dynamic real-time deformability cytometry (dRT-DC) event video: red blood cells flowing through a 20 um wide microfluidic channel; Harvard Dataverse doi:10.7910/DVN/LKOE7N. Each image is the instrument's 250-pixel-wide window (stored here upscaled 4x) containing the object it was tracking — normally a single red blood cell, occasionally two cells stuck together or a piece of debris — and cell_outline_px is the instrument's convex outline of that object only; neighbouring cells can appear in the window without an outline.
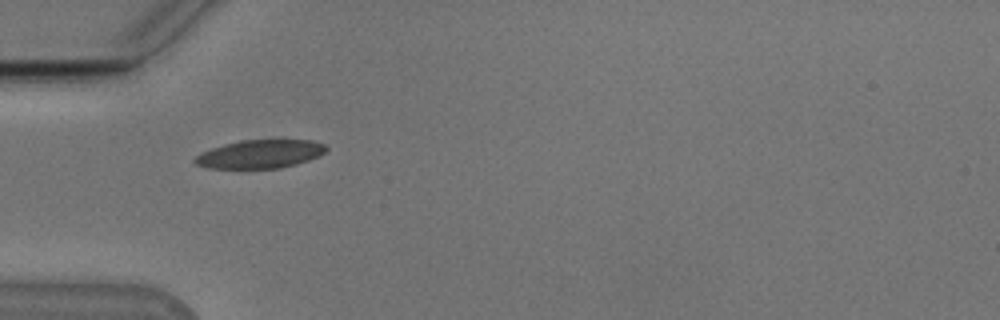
{"species": "Egyptian fruit bat (a non-hibernating species)", "species_latin": "Rousettus aegyptiacus", "temperature_condition": "cold", "stored_images_in_passage": 38, "camera_frame_rate_fps": 3000, "um_per_image_px": 0.085, "animal": {"sex": "male"}, "frame": {"image": 1, "passage_image": 1, "time_ms": 0.0, "image_size_px": [1000, 320], "cell_outline_px": [[328, 148], [320, 156], [296, 164], [280, 168], [208, 168], [196, 164], [192, 160], [200, 152], [224, 144], [240, 140], [312, 140], [324, 144]], "centroid_in_image_um": [22.1, 13.09], "position_along_channel_um": 62.9, "area_um2": 21.73}}
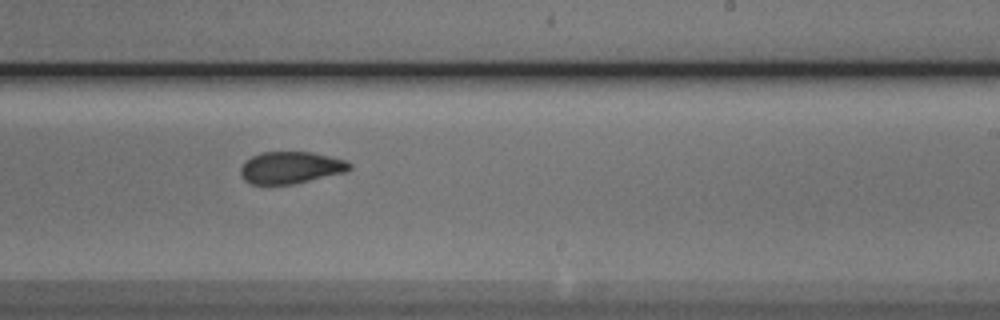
{"frame": {"image": 2, "passage_image": 17, "time_ms": 5.333, "image_size_px": [1000, 320], "cell_outline_px": [[352, 168], [348, 172], [292, 184], [252, 184], [244, 180], [240, 172], [240, 168], [244, 160], [252, 156], [264, 152], [312, 152], [344, 160], [352, 164]], "centroid_in_image_um": [24.71, 14.25], "position_along_channel_um": 264.3, "area_um2": 20.35}}
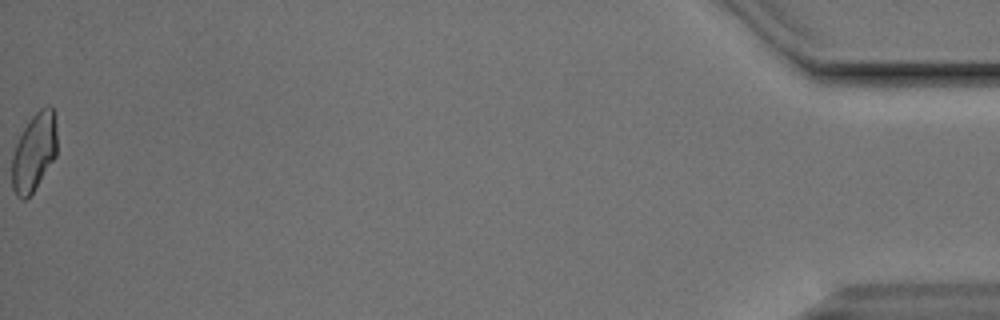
{"frame": {"image": 3, "passage_image": 38, "time_ms": 12.333, "image_size_px": [1000, 320], "cell_outline_px": [[56, 156], [32, 192], [24, 200], [20, 200], [16, 196], [12, 188], [12, 156], [16, 144], [24, 128], [32, 116], [40, 108], [52, 108], [56, 116]], "centroid_in_image_um": [2.89, 12.95], "position_along_channel_um": 432.3, "area_um2": 20.23}, "authors_computed_cell_mechanics": {"area_um2": 20.6057, "velocity_mm_per_s": 3.8254, "shape_relaxation_time_tau1_ms": 5.5413, "shape_relaxation_time_tau2_ms": 2.2073, "deformation_change_tau1": 0.1538, "deformation_change_tau2": 0.061}}